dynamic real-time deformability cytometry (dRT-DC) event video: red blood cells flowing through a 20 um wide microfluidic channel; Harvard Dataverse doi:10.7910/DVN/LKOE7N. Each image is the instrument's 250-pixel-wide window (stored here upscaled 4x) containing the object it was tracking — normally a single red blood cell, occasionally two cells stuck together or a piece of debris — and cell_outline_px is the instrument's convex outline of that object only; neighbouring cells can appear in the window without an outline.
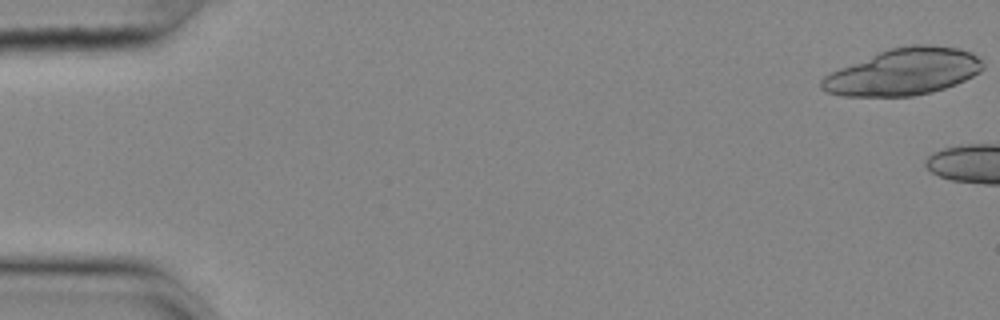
{"species": "common noctule bat (a hibernating species)", "species_latin": "Nyctalus noctula", "temperature_condition": "cold", "stored_images_in_passage": 6, "camera_frame_rate_fps": 3000, "um_per_image_px": 0.085, "animal": {"sex": "female", "body_mass_g": 25.1}, "frame": {"image": 1, "passage_image": 1, "time_ms": 0.0, "image_size_px": [1000, 320], "cell_outline_px": [[984, 68], [980, 72], [956, 84], [932, 92], [912, 96], [840, 96], [828, 92], [820, 88], [820, 80], [824, 76], [840, 68], [888, 48], [912, 44], [928, 44], [960, 48], [972, 52], [984, 64]], "centroid_in_image_um": [76.81, 6.1], "position_along_channel_um": 8.2, "area_um2": 43.93}}